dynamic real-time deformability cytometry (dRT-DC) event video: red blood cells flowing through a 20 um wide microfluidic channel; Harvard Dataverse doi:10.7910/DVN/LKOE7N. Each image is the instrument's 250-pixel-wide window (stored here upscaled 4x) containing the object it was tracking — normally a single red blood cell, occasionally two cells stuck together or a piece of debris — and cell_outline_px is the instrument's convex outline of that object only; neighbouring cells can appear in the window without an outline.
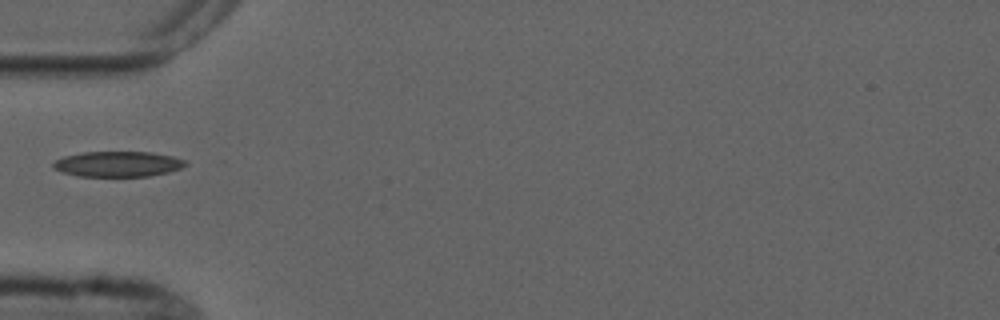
{"species": "common noctule bat (a hibernating species)", "species_latin": "Nyctalus noctula", "temperature_condition": "cold", "stored_images_in_passage": 6, "camera_frame_rate_fps": 3000, "um_per_image_px": 0.085, "animal": {"sex": "male", "forearm_length_mm": 52.5}, "frame": {"image": 1, "passage_image": 5, "time_ms": 5.667, "image_size_px": [1000, 320], "cell_outline_px": [[188, 164], [180, 168], [168, 172], [148, 176], [76, 176], [52, 168], [52, 164], [56, 160], [64, 156], [80, 152], [152, 152], [172, 156], [184, 160]], "centroid_in_image_um": [10.0, 13.94], "position_along_channel_um": 75.0, "area_um2": 19.54}}
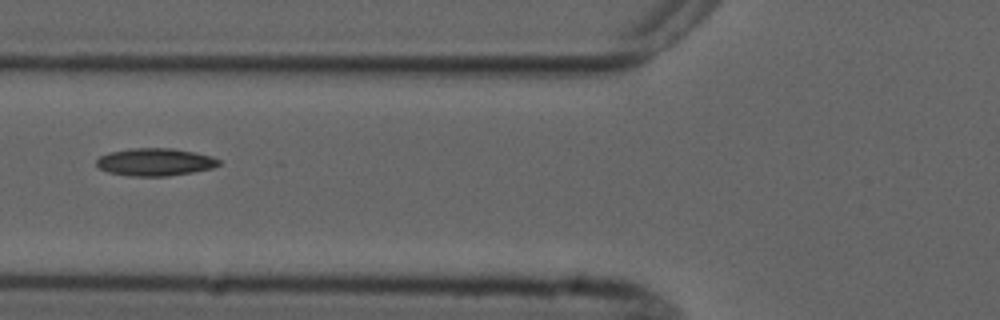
{"frame": {"image": 2, "passage_image": 6, "time_ms": 6.667, "image_size_px": [1000, 320], "cell_outline_px": [[220, 164], [212, 168], [192, 172], [168, 176], [128, 176], [108, 172], [100, 168], [96, 164], [96, 160], [100, 156], [112, 152], [132, 148], [172, 148], [196, 152], [212, 156], [220, 160]], "centroid_in_image_um": [13.2, 13.77], "position_along_channel_um": 112.6, "area_um2": 19.65}}